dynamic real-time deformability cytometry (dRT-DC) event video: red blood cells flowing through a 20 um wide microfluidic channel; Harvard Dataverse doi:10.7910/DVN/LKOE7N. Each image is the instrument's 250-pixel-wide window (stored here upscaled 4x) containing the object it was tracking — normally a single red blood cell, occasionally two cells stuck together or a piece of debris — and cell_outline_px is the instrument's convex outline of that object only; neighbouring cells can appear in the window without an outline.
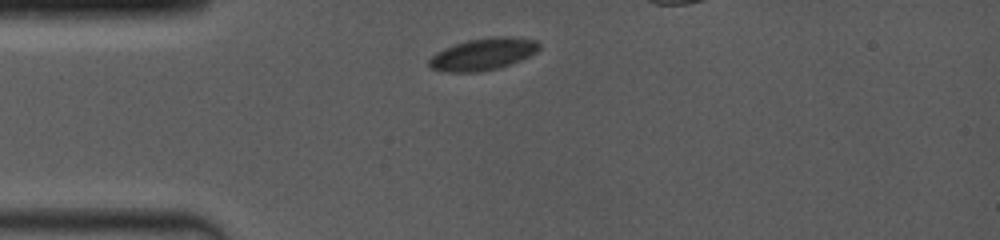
{"species": "common noctule bat (a hibernating species)", "species_latin": "Nyctalus noctula", "temperature_condition": "room temperature", "stored_images_in_passage": 23, "camera_frame_rate_fps": 4000, "um_per_image_px": 0.085, "animal": {"sex": "female", "body_mass_g": 19.0, "forearm_length_mm": 53.3}, "frame": {"image": 1, "passage_image": 1, "time_ms": 0.0, "image_size_px": [1000, 240], "cell_outline_px": [[540, 48], [536, 52], [520, 60], [496, 68], [480, 72], [440, 72], [432, 68], [428, 64], [428, 60], [436, 52], [444, 48], [468, 40], [492, 36], [512, 36], [536, 40], [540, 44]], "centroid_in_image_um": [41.04, 4.59], "position_along_channel_um": 44.0, "area_um2": 20.52}}
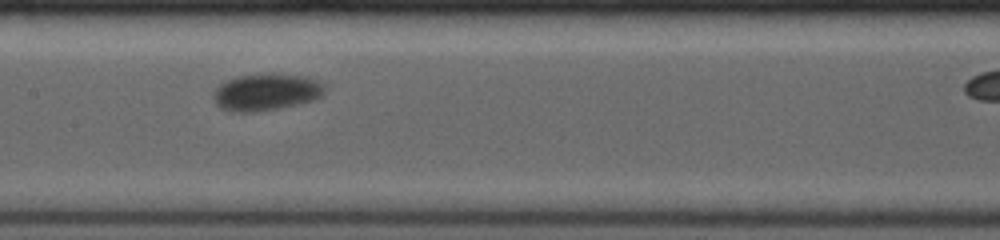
{"frame": {"image": 2, "passage_image": 10, "time_ms": 4.25, "image_size_px": [1000, 240], "cell_outline_px": [[324, 92], [320, 96], [312, 100], [296, 104], [276, 108], [252, 112], [228, 112], [220, 108], [216, 104], [212, 96], [216, 88], [220, 84], [228, 80], [240, 76], [276, 72], [304, 76], [324, 84]], "centroid_in_image_um": [22.58, 7.82], "position_along_channel_um": 184.8, "area_um2": 23.87}}
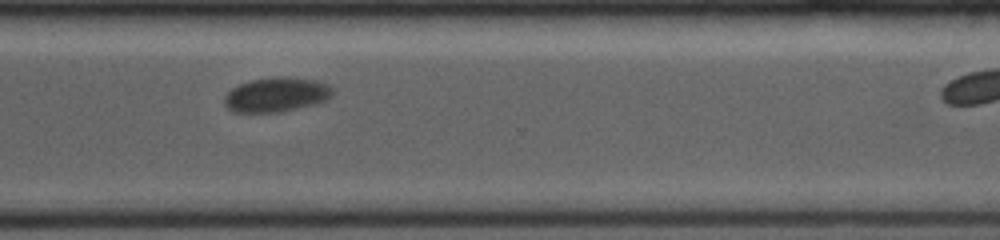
{"frame": {"image": 3, "passage_image": 20, "time_ms": 8.5, "image_size_px": [1000, 240], "cell_outline_px": [[336, 92], [328, 100], [316, 104], [280, 112], [232, 112], [224, 104], [224, 96], [232, 88], [240, 84], [252, 80], [280, 76], [284, 76], [316, 80], [328, 84]], "centroid_in_image_um": [23.53, 8.05], "position_along_channel_um": 347.1, "area_um2": 21.96}}